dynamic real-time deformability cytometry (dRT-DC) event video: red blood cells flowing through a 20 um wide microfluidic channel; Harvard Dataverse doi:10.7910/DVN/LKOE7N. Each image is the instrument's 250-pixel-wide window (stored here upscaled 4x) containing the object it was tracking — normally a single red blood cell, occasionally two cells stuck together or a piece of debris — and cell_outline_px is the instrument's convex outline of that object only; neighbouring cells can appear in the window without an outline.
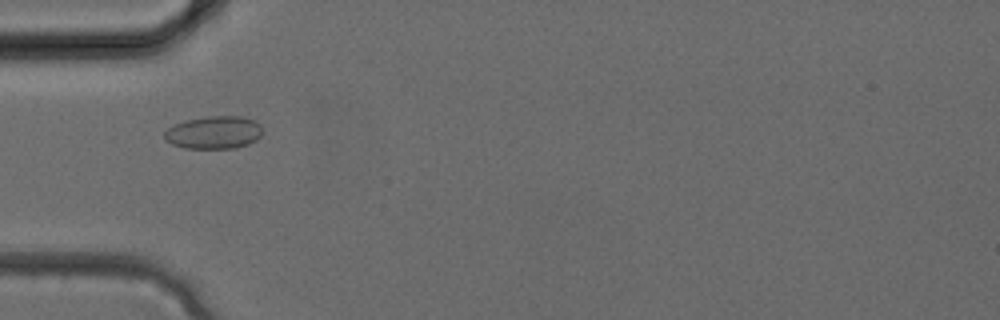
{"species": "common noctule bat (a hibernating species)", "species_latin": "Nyctalus noctula", "temperature_condition": "cold", "stored_images_in_passage": 27, "camera_frame_rate_fps": 3000, "um_per_image_px": 0.085, "animal": {"sex": "female", "body_mass_g": 24.6, "forearm_length_mm": 56.2}, "frame": {"image": 1, "passage_image": 4, "time_ms": 1.0, "image_size_px": [1000, 320], "cell_outline_px": [[260, 136], [256, 140], [248, 144], [236, 148], [184, 148], [172, 144], [164, 140], [164, 132], [168, 128], [176, 124], [188, 120], [208, 116], [240, 116], [256, 120], [260, 124]], "centroid_in_image_um": [18.18, 11.26], "position_along_channel_um": 66.8, "area_um2": 18.67}}
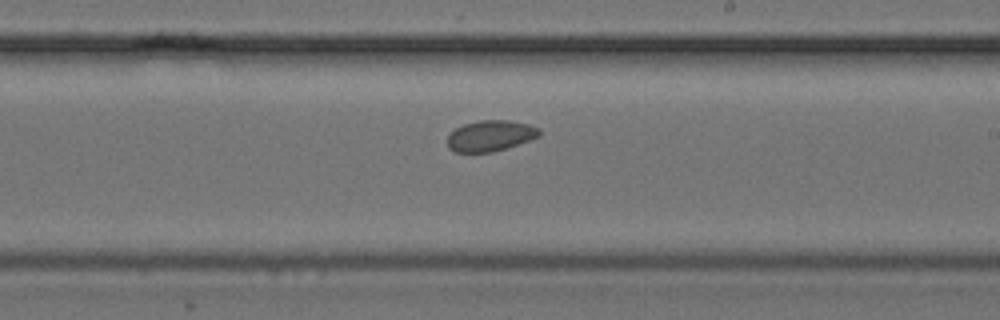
{"frame": {"image": 2, "passage_image": 13, "time_ms": 4.0, "image_size_px": [1000, 320], "cell_outline_px": [[540, 136], [492, 152], [456, 152], [448, 148], [448, 132], [464, 124], [480, 120], [508, 120], [528, 124], [540, 128]], "centroid_in_image_um": [41.65, 11.53], "position_along_channel_um": 247.3, "area_um2": 16.42}}
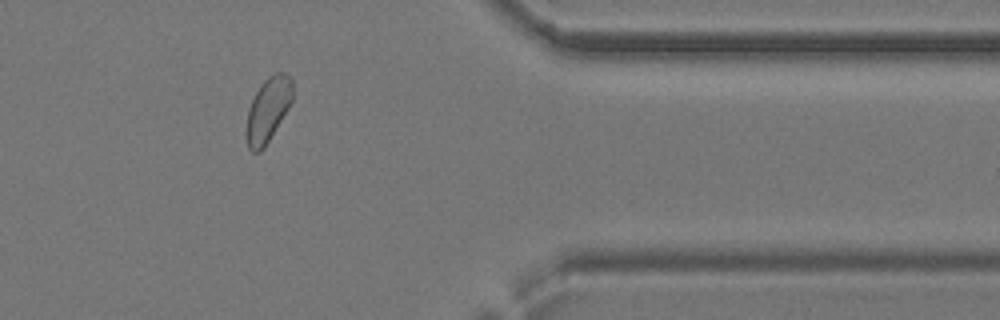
{"frame": {"image": 3, "passage_image": 21, "time_ms": 6.667, "image_size_px": [1000, 320], "cell_outline_px": [[292, 100], [288, 108], [264, 148], [260, 152], [252, 152], [248, 148], [248, 108], [260, 84], [268, 76], [276, 72], [280, 72], [288, 76], [292, 80]], "centroid_in_image_um": [22.79, 9.3], "position_along_channel_um": 388.6, "area_um2": 16.82}}